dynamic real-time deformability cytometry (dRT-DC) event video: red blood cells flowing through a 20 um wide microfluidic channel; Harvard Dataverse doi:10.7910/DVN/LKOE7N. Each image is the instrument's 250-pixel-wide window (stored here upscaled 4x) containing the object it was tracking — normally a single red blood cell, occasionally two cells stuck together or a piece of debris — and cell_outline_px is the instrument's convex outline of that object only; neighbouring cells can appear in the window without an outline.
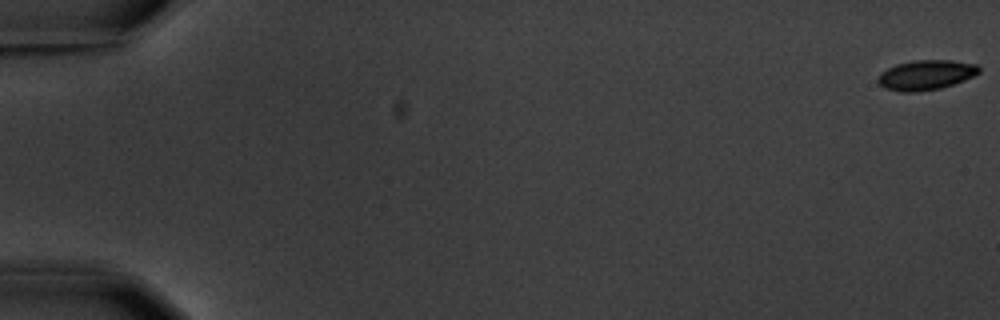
{"species": "common noctule bat (a hibernating species)", "species_latin": "Nyctalus noctula", "temperature_condition": "warm", "stored_images_in_passage": 6, "camera_frame_rate_fps": 3000, "um_per_image_px": 0.085, "animal": {"sex": "male", "body_mass_g": 20.1, "forearm_length_mm": 53.5}, "frame": {"image": 1, "passage_image": 1, "time_ms": 0.0, "image_size_px": [1000, 320], "cell_outline_px": [[980, 72], [964, 80], [940, 88], [916, 92], [900, 92], [884, 88], [876, 80], [880, 72], [896, 64], [912, 60], [952, 60], [976, 64], [980, 68]], "centroid_in_image_um": [78.67, 6.37], "position_along_channel_um": 6.3, "area_um2": 17.63}}
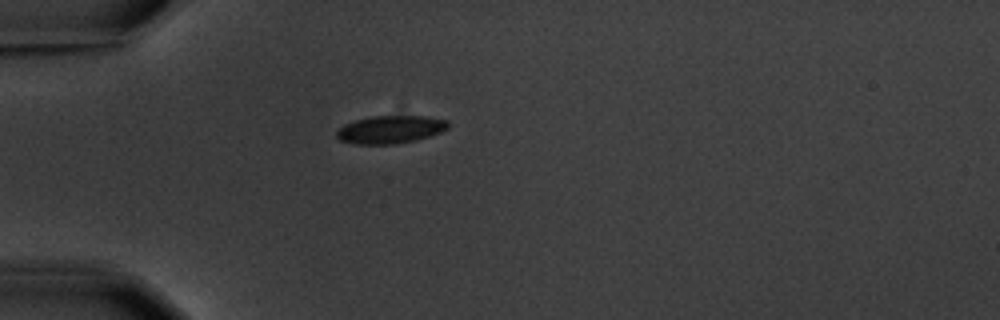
{"frame": {"image": 2, "passage_image": 5, "time_ms": 5.667, "image_size_px": [1000, 320], "cell_outline_px": [[448, 128], [440, 132], [416, 140], [396, 144], [356, 144], [340, 140], [336, 136], [336, 132], [344, 124], [356, 120], [372, 116], [424, 116], [448, 120]], "centroid_in_image_um": [33.17, 11.01], "position_along_channel_um": 51.8, "area_um2": 17.98}}